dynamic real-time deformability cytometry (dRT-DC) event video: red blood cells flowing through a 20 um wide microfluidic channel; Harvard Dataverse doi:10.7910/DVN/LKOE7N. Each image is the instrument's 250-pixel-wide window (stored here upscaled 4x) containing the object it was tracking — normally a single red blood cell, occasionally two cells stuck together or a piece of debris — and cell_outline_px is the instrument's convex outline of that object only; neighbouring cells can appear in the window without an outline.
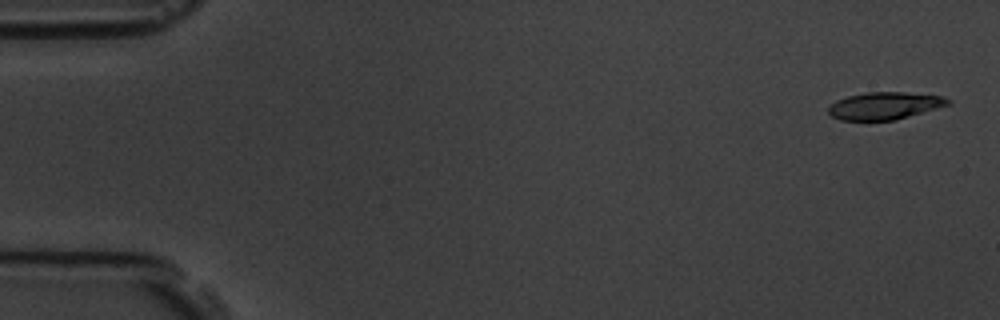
{"species": "common noctule bat (a hibernating species)", "species_latin": "Nyctalus noctula", "temperature_condition": "room temperature", "stored_images_in_passage": 6, "segment_of_instrument_passage": [1, 2], "camera_frame_rate_fps": 3000, "um_per_image_px": 0.085, "animal": {"sex": "male", "body_mass_g": 19.5, "forearm_length_mm": 54.6}, "frame": {"image": 1, "passage_image": 1, "time_ms": 0.0, "image_size_px": [1000, 320], "cell_outline_px": [[952, 104], [896, 120], [840, 120], [832, 116], [828, 112], [828, 108], [836, 100], [848, 96], [868, 92], [904, 92], [944, 96], [952, 100]], "centroid_in_image_um": [75.25, 8.99], "position_along_channel_um": 9.8, "area_um2": 19.13}}
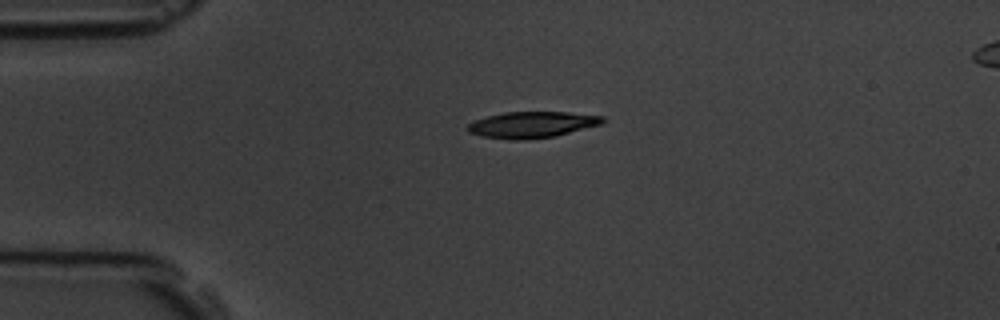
{"frame": {"image": 2, "passage_image": 4, "time_ms": 3.667, "image_size_px": [1000, 320], "cell_outline_px": [[608, 120], [600, 124], [556, 136], [524, 140], [512, 140], [480, 136], [468, 132], [468, 124], [476, 120], [488, 116], [504, 112], [568, 112], [604, 116]], "centroid_in_image_um": [45.24, 10.6], "position_along_channel_um": 39.8, "area_um2": 20.63}}